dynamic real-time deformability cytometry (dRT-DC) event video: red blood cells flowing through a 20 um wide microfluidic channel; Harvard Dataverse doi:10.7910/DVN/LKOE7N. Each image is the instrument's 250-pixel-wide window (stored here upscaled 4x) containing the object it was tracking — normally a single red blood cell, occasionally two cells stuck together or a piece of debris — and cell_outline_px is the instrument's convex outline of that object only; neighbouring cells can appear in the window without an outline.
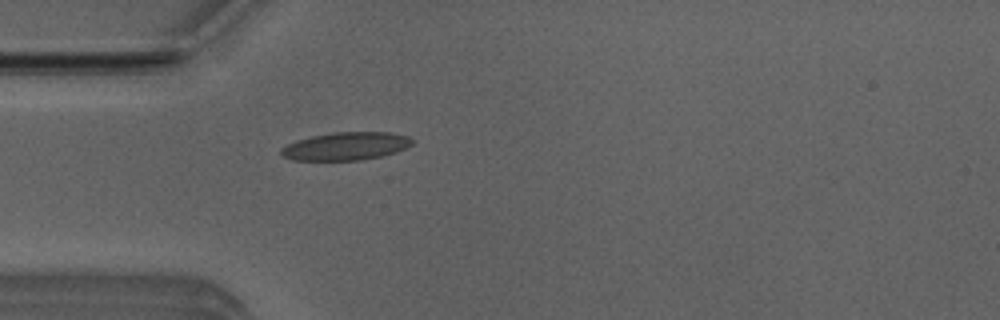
{"species": "Egyptian fruit bat (a non-hibernating species)", "species_latin": "Rousettus aegyptiacus", "temperature_condition": "room temperature", "stored_images_in_passage": 5, "camera_frame_rate_fps": 3000, "um_per_image_px": 0.085, "animal": {"sex": "male"}, "frame": {"image": 1, "passage_image": 5, "time_ms": 1.333, "image_size_px": [1000, 320], "cell_outline_px": [[412, 144], [396, 152], [364, 160], [292, 160], [284, 156], [280, 152], [280, 148], [296, 140], [312, 136], [336, 132], [392, 132], [408, 136], [412, 140]], "centroid_in_image_um": [29.39, 12.42], "position_along_channel_um": 55.6, "area_um2": 21.27}}